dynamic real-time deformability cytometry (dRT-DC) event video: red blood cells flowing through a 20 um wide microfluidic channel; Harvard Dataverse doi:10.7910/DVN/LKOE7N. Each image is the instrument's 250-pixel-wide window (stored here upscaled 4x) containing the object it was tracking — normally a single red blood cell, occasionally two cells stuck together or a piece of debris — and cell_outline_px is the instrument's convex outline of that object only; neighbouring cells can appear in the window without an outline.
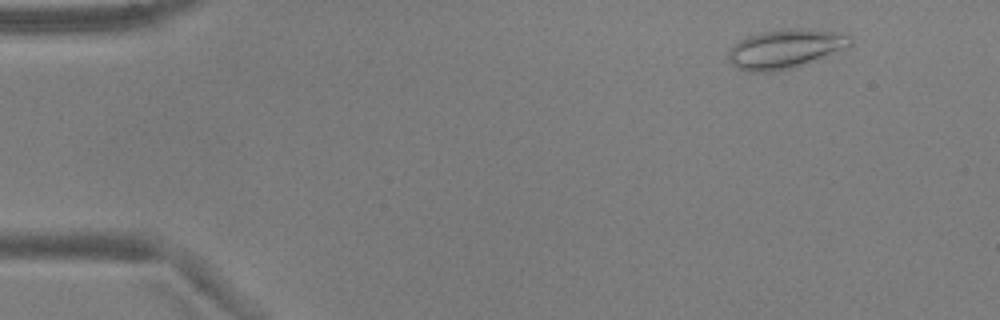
{"species": "common noctule bat (a hibernating species)", "species_latin": "Nyctalus noctula", "temperature_condition": "warm", "stored_images_in_passage": 5, "camera_frame_rate_fps": 3000, "um_per_image_px": 0.085, "animal": {"sex": "male", "body_mass_g": 17.9, "forearm_length_mm": 54.2}, "frame": {"image": 1, "passage_image": 2, "time_ms": 0.333, "image_size_px": [1000, 320], "cell_outline_px": [[852, 44], [792, 68], [772, 72], [748, 72], [736, 68], [728, 60], [728, 52], [740, 40], [748, 36], [760, 32], [788, 28], [808, 28], [832, 32], [852, 36]], "centroid_in_image_um": [66.68, 4.15], "position_along_channel_um": 18.3, "area_um2": 27.28}}